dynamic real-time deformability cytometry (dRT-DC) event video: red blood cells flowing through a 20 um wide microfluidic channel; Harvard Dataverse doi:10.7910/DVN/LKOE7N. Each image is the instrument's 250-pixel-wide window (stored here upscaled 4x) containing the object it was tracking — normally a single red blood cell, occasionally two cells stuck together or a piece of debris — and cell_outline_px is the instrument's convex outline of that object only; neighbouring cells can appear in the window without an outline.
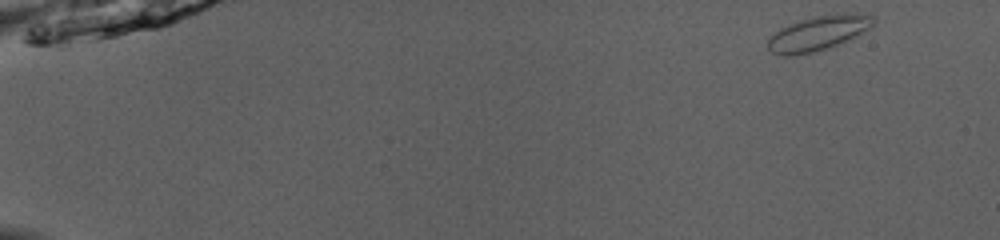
{"species": "common noctule bat (a hibernating species)", "species_latin": "Nyctalus noctula", "temperature_condition": "room temperature", "stored_images_in_passage": 48, "camera_frame_rate_fps": 3000, "um_per_image_px": 0.085, "animal": {"sex": "male", "body_mass_g": 13.0, "forearm_length_mm": 53.1}, "frame": {"image": 1, "passage_image": 1, "time_ms": 0.0, "image_size_px": [1000, 240], "cell_outline_px": [[876, 24], [872, 28], [836, 44], [812, 52], [792, 56], [784, 56], [772, 52], [768, 48], [768, 40], [780, 28], [800, 20], [812, 16], [836, 12], [848, 12], [876, 16]], "centroid_in_image_um": [69.61, 2.77], "position_along_channel_um": 15.4, "area_um2": 21.33}}
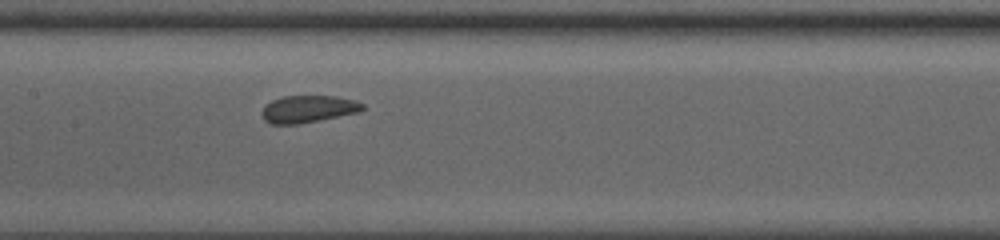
{"frame": {"image": 2, "passage_image": 24, "time_ms": 7.667, "image_size_px": [1000, 240], "cell_outline_px": [[364, 108], [360, 112], [320, 120], [296, 124], [272, 124], [264, 120], [260, 112], [264, 104], [272, 100], [284, 96], [336, 96], [356, 100], [364, 104]], "centroid_in_image_um": [26.18, 9.26], "position_along_channel_um": 181.2, "area_um2": 16.13}}
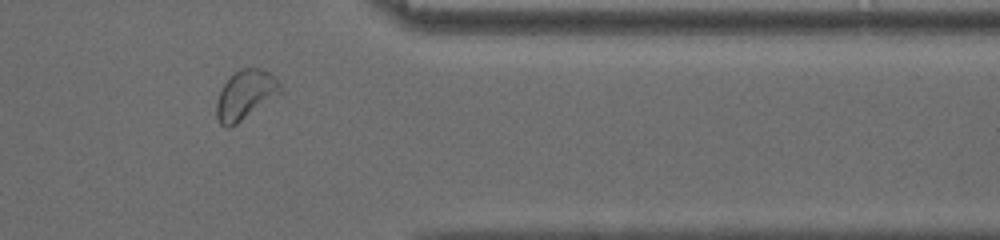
{"frame": {"image": 3, "passage_image": 40, "time_ms": 13.0, "image_size_px": [1000, 240], "cell_outline_px": [[284, 88], [280, 92], [236, 124], [228, 128], [224, 128], [220, 124], [216, 116], [216, 104], [220, 92], [224, 84], [240, 68], [260, 68], [268, 72]], "centroid_in_image_um": [20.82, 8.07], "position_along_channel_um": 390.6, "area_um2": 17.74}}